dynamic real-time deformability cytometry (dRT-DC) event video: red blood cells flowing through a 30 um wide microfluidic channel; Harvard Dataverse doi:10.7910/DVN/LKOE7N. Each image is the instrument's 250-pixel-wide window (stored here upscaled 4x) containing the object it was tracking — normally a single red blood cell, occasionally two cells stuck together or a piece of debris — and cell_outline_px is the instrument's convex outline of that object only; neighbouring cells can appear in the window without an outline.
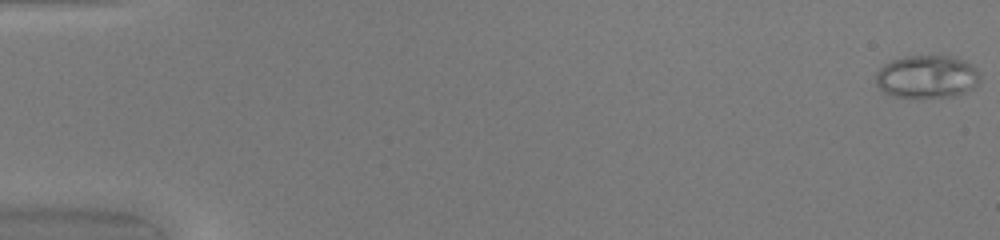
{"species": "common noctule bat (a hibernating species)", "species_latin": "Nyctalus noctula", "temperature_condition": "warm", "stored_images_in_passage": 50, "camera_frame_rate_fps": 3000, "um_per_image_px": 0.085, "animal": {"sex": "female", "body_mass_g": 20.0, "forearm_length_mm": 54.0}, "frame": {"image": 1, "passage_image": 1, "time_ms": 0.0, "image_size_px": [1000, 240], "cell_outline_px": [[980, 80], [972, 88], [956, 96], [920, 100], [908, 100], [892, 96], [884, 92], [876, 84], [876, 72], [884, 64], [892, 60], [908, 56], [952, 56], [964, 60], [972, 64], [980, 72]], "centroid_in_image_um": [78.78, 6.57], "position_along_channel_um": 6.2, "area_um2": 26.93}}
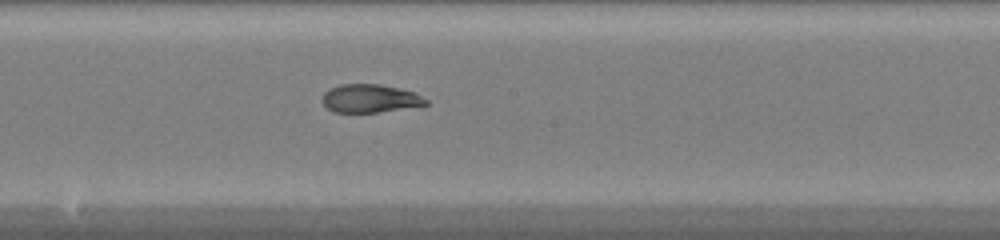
{"frame": {"image": 2, "passage_image": 28, "time_ms": 9.0, "image_size_px": [1000, 240], "cell_outline_px": [[428, 104], [420, 108], [376, 112], [332, 112], [320, 100], [324, 92], [328, 88], [340, 84], [380, 84], [400, 88], [416, 92], [428, 100]], "centroid_in_image_um": [31.51, 8.37], "position_along_channel_um": 216.7, "area_um2": 17.63}}
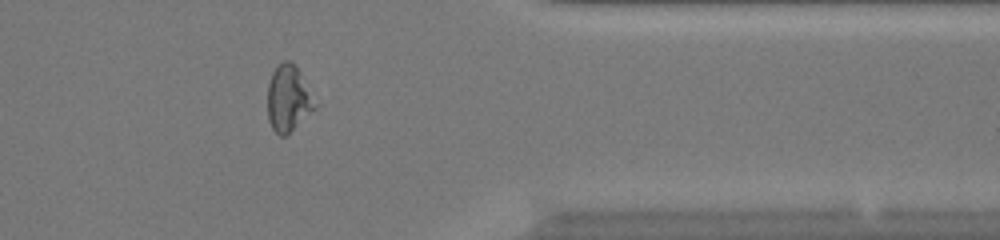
{"frame": {"image": 3, "passage_image": 41, "time_ms": 13.333, "image_size_px": [1000, 240], "cell_outline_px": [[316, 108], [284, 136], [280, 136], [272, 128], [268, 120], [268, 84], [272, 72], [284, 60], [288, 60], [296, 64], [316, 104]], "centroid_in_image_um": [24.49, 8.36], "position_along_channel_um": 386.9, "area_um2": 17.92}, "authors_computed_cell_mechanics": {"area_um2": 20.519, "velocity_mm_per_s": 4.2348, "shape_relaxation_time_tau1_ms": null, "shape_relaxation_time_tau2_ms": 1.425, "deformation_change_tau1": null, "deformation_change_tau2": 0.0677}}